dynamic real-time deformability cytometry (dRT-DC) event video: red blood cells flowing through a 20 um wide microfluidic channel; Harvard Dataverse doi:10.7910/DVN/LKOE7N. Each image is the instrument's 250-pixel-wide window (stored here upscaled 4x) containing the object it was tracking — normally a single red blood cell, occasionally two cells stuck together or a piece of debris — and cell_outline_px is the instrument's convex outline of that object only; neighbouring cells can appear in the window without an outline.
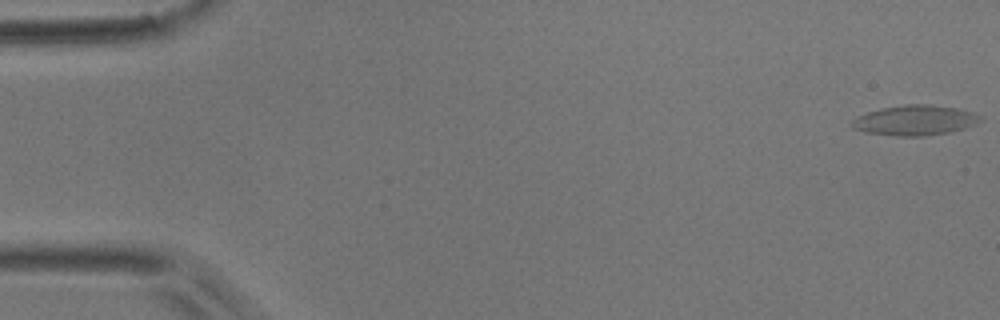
{"species": "common noctule bat (a hibernating species)", "species_latin": "Nyctalus noctula", "temperature_condition": "room temperature", "stored_images_in_passage": 9, "camera_frame_rate_fps": 3000, "um_per_image_px": 0.085, "animal": {"sex": "male", "body_mass_g": 17.9}, "frame": {"image": 1, "passage_image": 1, "time_ms": 0.0, "image_size_px": [1000, 320], "cell_outline_px": [[984, 120], [976, 124], [964, 128], [948, 132], [924, 136], [900, 136], [868, 132], [852, 128], [852, 120], [856, 116], [880, 108], [904, 104], [928, 104], [956, 108], [972, 112], [984, 116]], "centroid_in_image_um": [77.81, 10.21], "position_along_channel_um": 7.2, "area_um2": 22.54}}
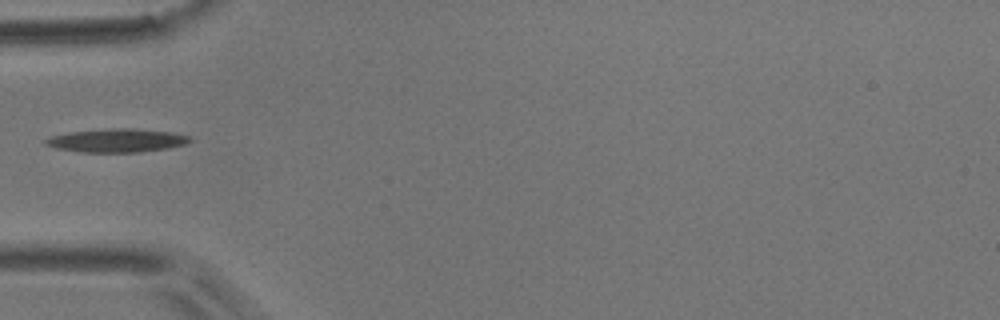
{"frame": {"image": 2, "passage_image": 6, "time_ms": 5.667, "image_size_px": [1000, 320], "cell_outline_px": [[192, 140], [184, 144], [168, 148], [140, 152], [80, 152], [56, 148], [44, 144], [44, 140], [52, 136], [68, 132], [112, 128], [132, 128], [172, 132], [188, 136]], "centroid_in_image_um": [9.91, 11.94], "position_along_channel_um": 75.1, "area_um2": 19.65}}
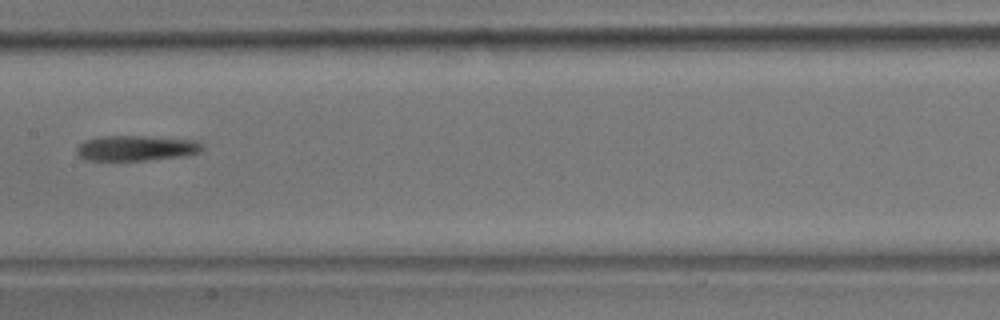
{"frame": {"image": 3, "passage_image": 9, "time_ms": 9.0, "image_size_px": [1000, 320], "cell_outline_px": [[204, 148], [200, 152], [184, 156], [148, 160], [88, 160], [80, 156], [76, 152], [76, 148], [84, 140], [100, 136], [144, 136], [200, 140], [204, 144]], "centroid_in_image_um": [11.64, 12.58], "position_along_channel_um": 195.8, "area_um2": 18.73}}